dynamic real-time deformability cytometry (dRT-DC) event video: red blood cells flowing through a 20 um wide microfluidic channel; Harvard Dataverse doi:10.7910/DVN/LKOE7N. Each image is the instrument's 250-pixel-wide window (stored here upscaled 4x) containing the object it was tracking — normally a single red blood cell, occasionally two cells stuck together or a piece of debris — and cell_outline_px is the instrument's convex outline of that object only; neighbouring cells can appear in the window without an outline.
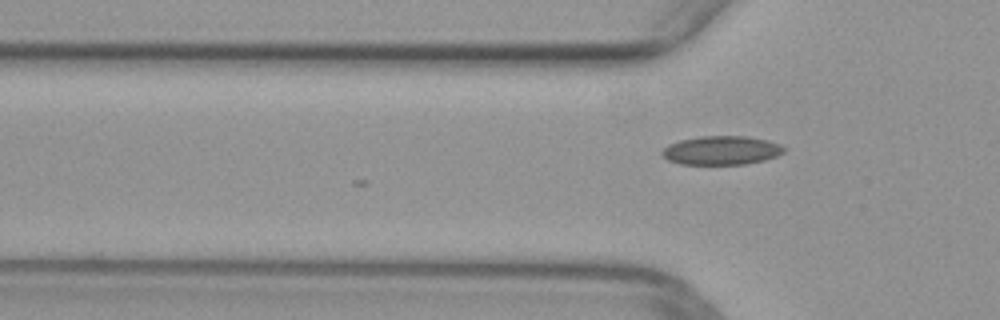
{"species": "common noctule bat (a hibernating species)", "species_latin": "Nyctalus noctula", "temperature_condition": "warm", "stored_images_in_passage": 2, "camera_frame_rate_fps": 3000, "um_per_image_px": 0.085, "animal": {"sex": "female", "body_mass_g": 29.2, "forearm_length_mm": 56.3}, "frame": {"image": 1, "passage_image": 2, "time_ms": 0.333, "image_size_px": [1000, 320], "cell_outline_px": [[784, 152], [776, 156], [764, 160], [744, 164], [680, 164], [668, 160], [660, 152], [668, 144], [680, 140], [700, 136], [748, 136], [768, 140], [780, 144], [784, 148]], "centroid_in_image_um": [61.31, 12.77], "position_along_channel_um": 64.5, "area_um2": 20.46}}